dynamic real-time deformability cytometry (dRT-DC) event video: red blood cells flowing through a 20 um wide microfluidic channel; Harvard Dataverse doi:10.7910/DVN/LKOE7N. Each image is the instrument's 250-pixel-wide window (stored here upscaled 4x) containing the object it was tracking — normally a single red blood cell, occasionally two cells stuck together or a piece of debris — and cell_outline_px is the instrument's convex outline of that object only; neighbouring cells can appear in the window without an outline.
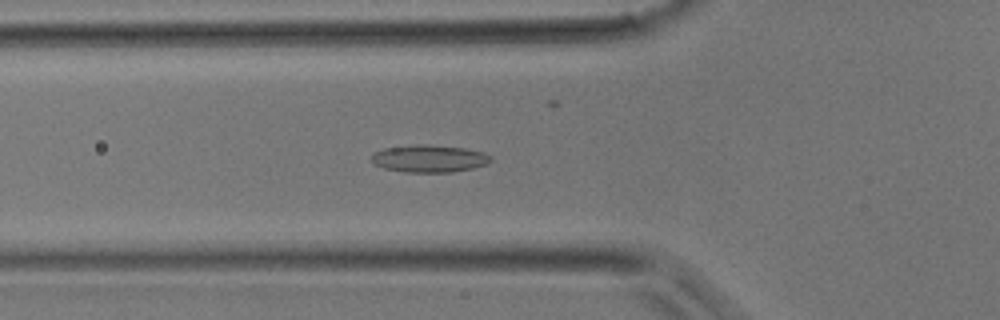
{"species": "common noctule bat (a hibernating species)", "species_latin": "Nyctalus noctula", "temperature_condition": "room temperature", "stored_images_in_passage": 39, "camera_frame_rate_fps": 3000, "um_per_image_px": 0.085, "animal": {"sex": "male", "body_mass_g": 17.9}, "frame": {"image": 1, "passage_image": 13, "time_ms": 4.0, "image_size_px": [1000, 320], "cell_outline_px": [[492, 160], [488, 164], [472, 168], [452, 172], [404, 172], [384, 168], [376, 164], [372, 160], [372, 152], [384, 148], [416, 144], [428, 144], [464, 148], [484, 152], [492, 156]], "centroid_in_image_um": [36.51, 13.47], "position_along_channel_um": 89.3, "area_um2": 19.13}}
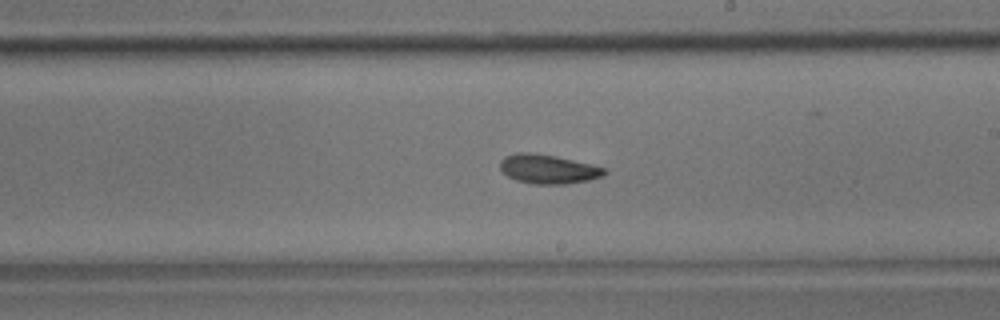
{"frame": {"image": 2, "passage_image": 22, "time_ms": 7.0, "image_size_px": [1000, 320], "cell_outline_px": [[608, 172], [604, 176], [588, 180], [564, 184], [532, 184], [516, 180], [508, 176], [500, 168], [500, 160], [504, 156], [516, 152], [528, 152], [556, 156], [592, 164], [604, 168]], "centroid_in_image_um": [46.59, 14.36], "position_along_channel_um": 242.4, "area_um2": 17.8}}
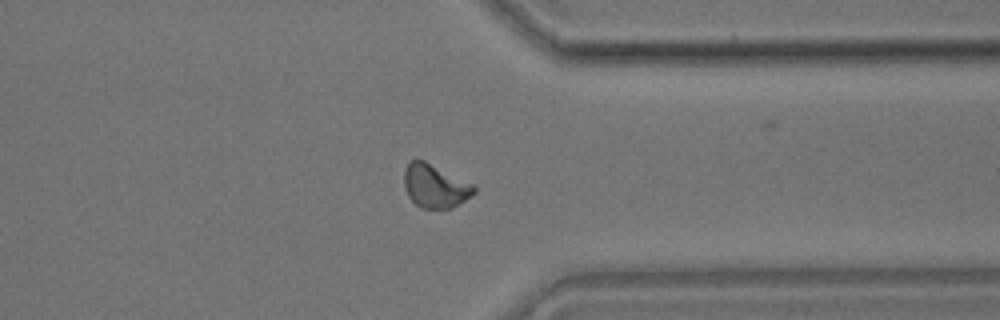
{"frame": {"image": 3, "passage_image": 30, "time_ms": 9.667, "image_size_px": [1000, 320], "cell_outline_px": [[476, 192], [452, 208], [420, 208], [408, 196], [404, 188], [404, 168], [412, 160], [424, 160], [472, 184], [476, 188]], "centroid_in_image_um": [36.95, 15.82], "position_along_channel_um": 374.5, "area_um2": 17.46}}